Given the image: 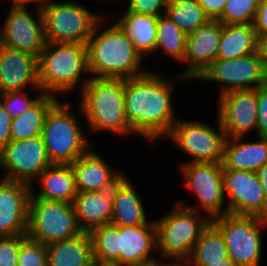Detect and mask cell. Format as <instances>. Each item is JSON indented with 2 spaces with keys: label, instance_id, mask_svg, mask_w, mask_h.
Returning <instances> with one entry per match:
<instances>
[{
  "label": "cell",
  "instance_id": "obj_34",
  "mask_svg": "<svg viewBox=\"0 0 267 266\" xmlns=\"http://www.w3.org/2000/svg\"><path fill=\"white\" fill-rule=\"evenodd\" d=\"M260 0H226L223 13L217 19L222 24L253 25Z\"/></svg>",
  "mask_w": 267,
  "mask_h": 266
},
{
  "label": "cell",
  "instance_id": "obj_36",
  "mask_svg": "<svg viewBox=\"0 0 267 266\" xmlns=\"http://www.w3.org/2000/svg\"><path fill=\"white\" fill-rule=\"evenodd\" d=\"M17 266H47V246L27 236L20 244Z\"/></svg>",
  "mask_w": 267,
  "mask_h": 266
},
{
  "label": "cell",
  "instance_id": "obj_10",
  "mask_svg": "<svg viewBox=\"0 0 267 266\" xmlns=\"http://www.w3.org/2000/svg\"><path fill=\"white\" fill-rule=\"evenodd\" d=\"M197 80L223 84L220 95L232 90H251L267 85V67L257 51L234 59H216Z\"/></svg>",
  "mask_w": 267,
  "mask_h": 266
},
{
  "label": "cell",
  "instance_id": "obj_5",
  "mask_svg": "<svg viewBox=\"0 0 267 266\" xmlns=\"http://www.w3.org/2000/svg\"><path fill=\"white\" fill-rule=\"evenodd\" d=\"M184 205L183 201L179 202L168 215L154 221L156 248L163 257L173 258L177 263L189 259L195 243L211 222L208 216L198 215L197 207Z\"/></svg>",
  "mask_w": 267,
  "mask_h": 266
},
{
  "label": "cell",
  "instance_id": "obj_29",
  "mask_svg": "<svg viewBox=\"0 0 267 266\" xmlns=\"http://www.w3.org/2000/svg\"><path fill=\"white\" fill-rule=\"evenodd\" d=\"M225 240L220 230L210 222L195 243L189 259V266H211L228 259Z\"/></svg>",
  "mask_w": 267,
  "mask_h": 266
},
{
  "label": "cell",
  "instance_id": "obj_46",
  "mask_svg": "<svg viewBox=\"0 0 267 266\" xmlns=\"http://www.w3.org/2000/svg\"><path fill=\"white\" fill-rule=\"evenodd\" d=\"M93 266H126L120 264L118 262H101V261H94Z\"/></svg>",
  "mask_w": 267,
  "mask_h": 266
},
{
  "label": "cell",
  "instance_id": "obj_25",
  "mask_svg": "<svg viewBox=\"0 0 267 266\" xmlns=\"http://www.w3.org/2000/svg\"><path fill=\"white\" fill-rule=\"evenodd\" d=\"M130 180L122 176L116 182V193L112 203L111 224L116 226H140L149 222L144 205Z\"/></svg>",
  "mask_w": 267,
  "mask_h": 266
},
{
  "label": "cell",
  "instance_id": "obj_16",
  "mask_svg": "<svg viewBox=\"0 0 267 266\" xmlns=\"http://www.w3.org/2000/svg\"><path fill=\"white\" fill-rule=\"evenodd\" d=\"M219 100L218 119L226 138L243 137L257 127V89L232 90Z\"/></svg>",
  "mask_w": 267,
  "mask_h": 266
},
{
  "label": "cell",
  "instance_id": "obj_19",
  "mask_svg": "<svg viewBox=\"0 0 267 266\" xmlns=\"http://www.w3.org/2000/svg\"><path fill=\"white\" fill-rule=\"evenodd\" d=\"M40 88L38 57L0 44V93L23 90L27 85Z\"/></svg>",
  "mask_w": 267,
  "mask_h": 266
},
{
  "label": "cell",
  "instance_id": "obj_28",
  "mask_svg": "<svg viewBox=\"0 0 267 266\" xmlns=\"http://www.w3.org/2000/svg\"><path fill=\"white\" fill-rule=\"evenodd\" d=\"M257 51V35L253 25L222 24L217 59H234Z\"/></svg>",
  "mask_w": 267,
  "mask_h": 266
},
{
  "label": "cell",
  "instance_id": "obj_38",
  "mask_svg": "<svg viewBox=\"0 0 267 266\" xmlns=\"http://www.w3.org/2000/svg\"><path fill=\"white\" fill-rule=\"evenodd\" d=\"M168 3L169 0H129L127 9L140 14L161 16L164 15ZM162 9L164 13L159 12Z\"/></svg>",
  "mask_w": 267,
  "mask_h": 266
},
{
  "label": "cell",
  "instance_id": "obj_31",
  "mask_svg": "<svg viewBox=\"0 0 267 266\" xmlns=\"http://www.w3.org/2000/svg\"><path fill=\"white\" fill-rule=\"evenodd\" d=\"M164 13L186 35L210 20L197 0H169Z\"/></svg>",
  "mask_w": 267,
  "mask_h": 266
},
{
  "label": "cell",
  "instance_id": "obj_8",
  "mask_svg": "<svg viewBox=\"0 0 267 266\" xmlns=\"http://www.w3.org/2000/svg\"><path fill=\"white\" fill-rule=\"evenodd\" d=\"M82 232L71 203L29 199L27 236L30 239L47 245L74 238Z\"/></svg>",
  "mask_w": 267,
  "mask_h": 266
},
{
  "label": "cell",
  "instance_id": "obj_22",
  "mask_svg": "<svg viewBox=\"0 0 267 266\" xmlns=\"http://www.w3.org/2000/svg\"><path fill=\"white\" fill-rule=\"evenodd\" d=\"M75 176L78 192L102 191L122 176V173L113 171L99 154L88 150L71 164Z\"/></svg>",
  "mask_w": 267,
  "mask_h": 266
},
{
  "label": "cell",
  "instance_id": "obj_13",
  "mask_svg": "<svg viewBox=\"0 0 267 266\" xmlns=\"http://www.w3.org/2000/svg\"><path fill=\"white\" fill-rule=\"evenodd\" d=\"M181 167L183 177L186 179L184 186L196 194L201 208L207 212L211 220L229 213L228 207L223 208L226 195L222 179V163L190 161Z\"/></svg>",
  "mask_w": 267,
  "mask_h": 266
},
{
  "label": "cell",
  "instance_id": "obj_20",
  "mask_svg": "<svg viewBox=\"0 0 267 266\" xmlns=\"http://www.w3.org/2000/svg\"><path fill=\"white\" fill-rule=\"evenodd\" d=\"M156 249L155 223L140 226H119L120 264L152 266L158 264L150 255Z\"/></svg>",
  "mask_w": 267,
  "mask_h": 266
},
{
  "label": "cell",
  "instance_id": "obj_2",
  "mask_svg": "<svg viewBox=\"0 0 267 266\" xmlns=\"http://www.w3.org/2000/svg\"><path fill=\"white\" fill-rule=\"evenodd\" d=\"M103 20L104 17L96 24L86 44L89 74L94 78L123 80L146 74L148 71L141 68L143 57L116 23L96 34Z\"/></svg>",
  "mask_w": 267,
  "mask_h": 266
},
{
  "label": "cell",
  "instance_id": "obj_47",
  "mask_svg": "<svg viewBox=\"0 0 267 266\" xmlns=\"http://www.w3.org/2000/svg\"><path fill=\"white\" fill-rule=\"evenodd\" d=\"M211 266H239L235 264L230 258L221 261V263L213 264Z\"/></svg>",
  "mask_w": 267,
  "mask_h": 266
},
{
  "label": "cell",
  "instance_id": "obj_17",
  "mask_svg": "<svg viewBox=\"0 0 267 266\" xmlns=\"http://www.w3.org/2000/svg\"><path fill=\"white\" fill-rule=\"evenodd\" d=\"M222 35V23L217 19L197 28L186 38L185 63L188 62L186 70L176 80L198 79L204 71L217 59L220 38Z\"/></svg>",
  "mask_w": 267,
  "mask_h": 266
},
{
  "label": "cell",
  "instance_id": "obj_12",
  "mask_svg": "<svg viewBox=\"0 0 267 266\" xmlns=\"http://www.w3.org/2000/svg\"><path fill=\"white\" fill-rule=\"evenodd\" d=\"M51 165L41 135L21 141L11 140L0 151V166L5 168L3 178L7 180L32 185L34 179Z\"/></svg>",
  "mask_w": 267,
  "mask_h": 266
},
{
  "label": "cell",
  "instance_id": "obj_26",
  "mask_svg": "<svg viewBox=\"0 0 267 266\" xmlns=\"http://www.w3.org/2000/svg\"><path fill=\"white\" fill-rule=\"evenodd\" d=\"M47 266H93L92 240L89 232L47 244Z\"/></svg>",
  "mask_w": 267,
  "mask_h": 266
},
{
  "label": "cell",
  "instance_id": "obj_44",
  "mask_svg": "<svg viewBox=\"0 0 267 266\" xmlns=\"http://www.w3.org/2000/svg\"><path fill=\"white\" fill-rule=\"evenodd\" d=\"M256 174L260 180L264 195L267 198V162L256 171Z\"/></svg>",
  "mask_w": 267,
  "mask_h": 266
},
{
  "label": "cell",
  "instance_id": "obj_23",
  "mask_svg": "<svg viewBox=\"0 0 267 266\" xmlns=\"http://www.w3.org/2000/svg\"><path fill=\"white\" fill-rule=\"evenodd\" d=\"M241 139L226 138L222 168L256 172L267 162V137L250 143Z\"/></svg>",
  "mask_w": 267,
  "mask_h": 266
},
{
  "label": "cell",
  "instance_id": "obj_39",
  "mask_svg": "<svg viewBox=\"0 0 267 266\" xmlns=\"http://www.w3.org/2000/svg\"><path fill=\"white\" fill-rule=\"evenodd\" d=\"M258 137H267V85L257 88V127Z\"/></svg>",
  "mask_w": 267,
  "mask_h": 266
},
{
  "label": "cell",
  "instance_id": "obj_41",
  "mask_svg": "<svg viewBox=\"0 0 267 266\" xmlns=\"http://www.w3.org/2000/svg\"><path fill=\"white\" fill-rule=\"evenodd\" d=\"M253 27L257 37L267 34V0H260Z\"/></svg>",
  "mask_w": 267,
  "mask_h": 266
},
{
  "label": "cell",
  "instance_id": "obj_18",
  "mask_svg": "<svg viewBox=\"0 0 267 266\" xmlns=\"http://www.w3.org/2000/svg\"><path fill=\"white\" fill-rule=\"evenodd\" d=\"M31 185L0 180V237L27 235Z\"/></svg>",
  "mask_w": 267,
  "mask_h": 266
},
{
  "label": "cell",
  "instance_id": "obj_30",
  "mask_svg": "<svg viewBox=\"0 0 267 266\" xmlns=\"http://www.w3.org/2000/svg\"><path fill=\"white\" fill-rule=\"evenodd\" d=\"M57 101L55 96L45 94L32 108L13 119L11 139L21 141L41 135L46 115Z\"/></svg>",
  "mask_w": 267,
  "mask_h": 266
},
{
  "label": "cell",
  "instance_id": "obj_40",
  "mask_svg": "<svg viewBox=\"0 0 267 266\" xmlns=\"http://www.w3.org/2000/svg\"><path fill=\"white\" fill-rule=\"evenodd\" d=\"M11 122L12 118L0 103V151L12 140L10 129Z\"/></svg>",
  "mask_w": 267,
  "mask_h": 266
},
{
  "label": "cell",
  "instance_id": "obj_42",
  "mask_svg": "<svg viewBox=\"0 0 267 266\" xmlns=\"http://www.w3.org/2000/svg\"><path fill=\"white\" fill-rule=\"evenodd\" d=\"M210 19H218L222 13L226 0H197Z\"/></svg>",
  "mask_w": 267,
  "mask_h": 266
},
{
  "label": "cell",
  "instance_id": "obj_4",
  "mask_svg": "<svg viewBox=\"0 0 267 266\" xmlns=\"http://www.w3.org/2000/svg\"><path fill=\"white\" fill-rule=\"evenodd\" d=\"M83 73L89 74L87 45L46 42L38 57V80L45 94L57 97L71 91Z\"/></svg>",
  "mask_w": 267,
  "mask_h": 266
},
{
  "label": "cell",
  "instance_id": "obj_21",
  "mask_svg": "<svg viewBox=\"0 0 267 266\" xmlns=\"http://www.w3.org/2000/svg\"><path fill=\"white\" fill-rule=\"evenodd\" d=\"M115 193L116 183L102 191L78 192L72 205L78 226L83 232H90L111 222Z\"/></svg>",
  "mask_w": 267,
  "mask_h": 266
},
{
  "label": "cell",
  "instance_id": "obj_45",
  "mask_svg": "<svg viewBox=\"0 0 267 266\" xmlns=\"http://www.w3.org/2000/svg\"><path fill=\"white\" fill-rule=\"evenodd\" d=\"M10 1H13V4L11 5V8H21V7L22 8H26V5L28 3H30V2H36L37 3L38 2L39 3L38 9H40V10H41L43 4L46 2V0H10Z\"/></svg>",
  "mask_w": 267,
  "mask_h": 266
},
{
  "label": "cell",
  "instance_id": "obj_24",
  "mask_svg": "<svg viewBox=\"0 0 267 266\" xmlns=\"http://www.w3.org/2000/svg\"><path fill=\"white\" fill-rule=\"evenodd\" d=\"M36 180L39 181L41 189L38 194L35 193L32 184L30 198H42L72 204L78 194L71 165L52 164Z\"/></svg>",
  "mask_w": 267,
  "mask_h": 266
},
{
  "label": "cell",
  "instance_id": "obj_15",
  "mask_svg": "<svg viewBox=\"0 0 267 266\" xmlns=\"http://www.w3.org/2000/svg\"><path fill=\"white\" fill-rule=\"evenodd\" d=\"M36 13L34 18L27 7L11 8L1 27L0 44L39 57L46 40L41 10Z\"/></svg>",
  "mask_w": 267,
  "mask_h": 266
},
{
  "label": "cell",
  "instance_id": "obj_35",
  "mask_svg": "<svg viewBox=\"0 0 267 266\" xmlns=\"http://www.w3.org/2000/svg\"><path fill=\"white\" fill-rule=\"evenodd\" d=\"M44 95L45 93L42 92L39 96H35V99H31L23 90L8 91L0 93V103L13 120L32 108Z\"/></svg>",
  "mask_w": 267,
  "mask_h": 266
},
{
  "label": "cell",
  "instance_id": "obj_6",
  "mask_svg": "<svg viewBox=\"0 0 267 266\" xmlns=\"http://www.w3.org/2000/svg\"><path fill=\"white\" fill-rule=\"evenodd\" d=\"M70 107L57 101L44 121L41 136L52 164L71 165L92 148Z\"/></svg>",
  "mask_w": 267,
  "mask_h": 266
},
{
  "label": "cell",
  "instance_id": "obj_37",
  "mask_svg": "<svg viewBox=\"0 0 267 266\" xmlns=\"http://www.w3.org/2000/svg\"><path fill=\"white\" fill-rule=\"evenodd\" d=\"M27 235L0 237V266H17L21 242Z\"/></svg>",
  "mask_w": 267,
  "mask_h": 266
},
{
  "label": "cell",
  "instance_id": "obj_11",
  "mask_svg": "<svg viewBox=\"0 0 267 266\" xmlns=\"http://www.w3.org/2000/svg\"><path fill=\"white\" fill-rule=\"evenodd\" d=\"M220 133L200 121L177 120L167 135L193 159L192 162L222 163L225 131L218 119Z\"/></svg>",
  "mask_w": 267,
  "mask_h": 266
},
{
  "label": "cell",
  "instance_id": "obj_1",
  "mask_svg": "<svg viewBox=\"0 0 267 266\" xmlns=\"http://www.w3.org/2000/svg\"><path fill=\"white\" fill-rule=\"evenodd\" d=\"M172 84L152 71L124 80L126 117L133 132L149 142L167 136L178 120L174 119Z\"/></svg>",
  "mask_w": 267,
  "mask_h": 266
},
{
  "label": "cell",
  "instance_id": "obj_49",
  "mask_svg": "<svg viewBox=\"0 0 267 266\" xmlns=\"http://www.w3.org/2000/svg\"><path fill=\"white\" fill-rule=\"evenodd\" d=\"M152 266H169V263L167 262V264L164 262L163 264H155V265H152Z\"/></svg>",
  "mask_w": 267,
  "mask_h": 266
},
{
  "label": "cell",
  "instance_id": "obj_9",
  "mask_svg": "<svg viewBox=\"0 0 267 266\" xmlns=\"http://www.w3.org/2000/svg\"><path fill=\"white\" fill-rule=\"evenodd\" d=\"M211 222L220 230L229 258L239 266H259L262 250V227L267 218L253 215L225 214Z\"/></svg>",
  "mask_w": 267,
  "mask_h": 266
},
{
  "label": "cell",
  "instance_id": "obj_48",
  "mask_svg": "<svg viewBox=\"0 0 267 266\" xmlns=\"http://www.w3.org/2000/svg\"><path fill=\"white\" fill-rule=\"evenodd\" d=\"M185 263L183 262V264H182V262L181 263H176V264H172V263H169V266H189L188 264H185Z\"/></svg>",
  "mask_w": 267,
  "mask_h": 266
},
{
  "label": "cell",
  "instance_id": "obj_7",
  "mask_svg": "<svg viewBox=\"0 0 267 266\" xmlns=\"http://www.w3.org/2000/svg\"><path fill=\"white\" fill-rule=\"evenodd\" d=\"M46 42L78 43L86 45L100 14L90 12L76 2H50L41 8Z\"/></svg>",
  "mask_w": 267,
  "mask_h": 266
},
{
  "label": "cell",
  "instance_id": "obj_14",
  "mask_svg": "<svg viewBox=\"0 0 267 266\" xmlns=\"http://www.w3.org/2000/svg\"><path fill=\"white\" fill-rule=\"evenodd\" d=\"M222 179L229 213L267 218V198L256 172L223 168Z\"/></svg>",
  "mask_w": 267,
  "mask_h": 266
},
{
  "label": "cell",
  "instance_id": "obj_43",
  "mask_svg": "<svg viewBox=\"0 0 267 266\" xmlns=\"http://www.w3.org/2000/svg\"><path fill=\"white\" fill-rule=\"evenodd\" d=\"M257 53L267 67V34L257 37Z\"/></svg>",
  "mask_w": 267,
  "mask_h": 266
},
{
  "label": "cell",
  "instance_id": "obj_27",
  "mask_svg": "<svg viewBox=\"0 0 267 266\" xmlns=\"http://www.w3.org/2000/svg\"><path fill=\"white\" fill-rule=\"evenodd\" d=\"M159 16H151L126 10L116 24L132 41L136 51L144 57L146 53L155 52L156 31Z\"/></svg>",
  "mask_w": 267,
  "mask_h": 266
},
{
  "label": "cell",
  "instance_id": "obj_33",
  "mask_svg": "<svg viewBox=\"0 0 267 266\" xmlns=\"http://www.w3.org/2000/svg\"><path fill=\"white\" fill-rule=\"evenodd\" d=\"M94 261L120 263L119 226L111 223L90 232Z\"/></svg>",
  "mask_w": 267,
  "mask_h": 266
},
{
  "label": "cell",
  "instance_id": "obj_3",
  "mask_svg": "<svg viewBox=\"0 0 267 266\" xmlns=\"http://www.w3.org/2000/svg\"><path fill=\"white\" fill-rule=\"evenodd\" d=\"M89 77L81 84L80 109L90 130L134 133L125 113L124 80Z\"/></svg>",
  "mask_w": 267,
  "mask_h": 266
},
{
  "label": "cell",
  "instance_id": "obj_32",
  "mask_svg": "<svg viewBox=\"0 0 267 266\" xmlns=\"http://www.w3.org/2000/svg\"><path fill=\"white\" fill-rule=\"evenodd\" d=\"M156 36L155 51L162 49L168 56L184 60L187 35L165 14L158 18Z\"/></svg>",
  "mask_w": 267,
  "mask_h": 266
}]
</instances>
